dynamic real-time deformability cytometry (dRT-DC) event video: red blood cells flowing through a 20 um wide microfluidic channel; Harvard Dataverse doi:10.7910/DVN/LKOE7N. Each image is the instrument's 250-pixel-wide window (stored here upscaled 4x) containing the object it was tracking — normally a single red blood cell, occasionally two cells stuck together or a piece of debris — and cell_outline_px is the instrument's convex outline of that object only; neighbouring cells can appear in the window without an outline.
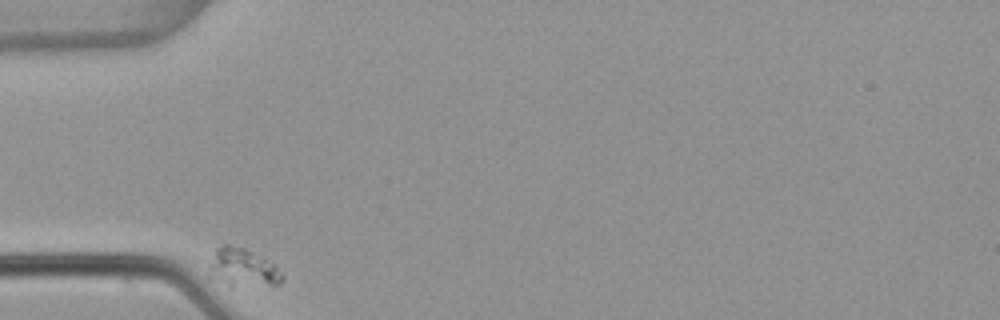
{"species": "common noctule bat (a hibernating species)", "species_latin": "Nyctalus noctula", "temperature_condition": "warm", "stored_images_in_passage": 34, "camera_frame_rate_fps": 3000, "um_per_image_px": 0.085, "animal": {"sex": "female", "body_mass_g": 22.7, "forearm_length_mm": 54.2}, "frame": {"image": 1, "passage_image": 1, "time_ms": 0.0, "image_size_px": [1000, 320], "cell_outline_px": [[284, 276], [280, 284], [232, 288], [208, 280], [208, 264], [216, 248], [224, 244], [228, 244], [244, 248], [276, 264]], "centroid_in_image_um": [20.56, 22.81], "position_along_channel_um": 64.4, "area_um2": 17.22}}
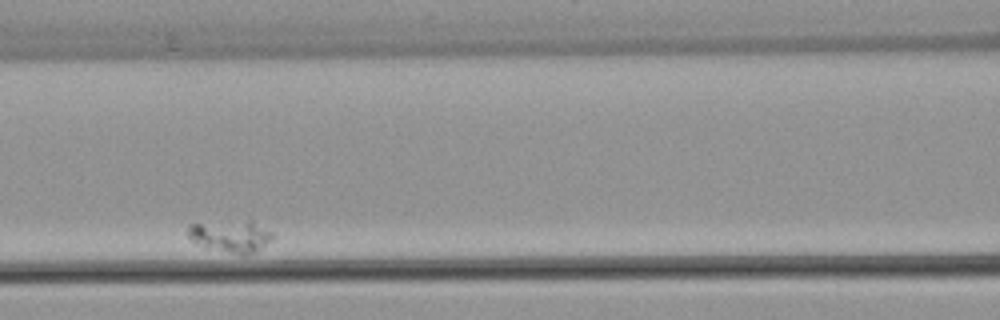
{"frame": {"image": 2, "passage_image": 11, "time_ms": 3.333, "image_size_px": [1000, 320], "cell_outline_px": [[272, 240], [252, 252], [244, 256], [240, 256], [208, 248], [192, 240], [188, 236], [188, 224], [248, 220], [252, 220], [272, 232]], "centroid_in_image_um": [19.61, 20.08], "position_along_channel_um": 147.0, "area_um2": 15.72}}
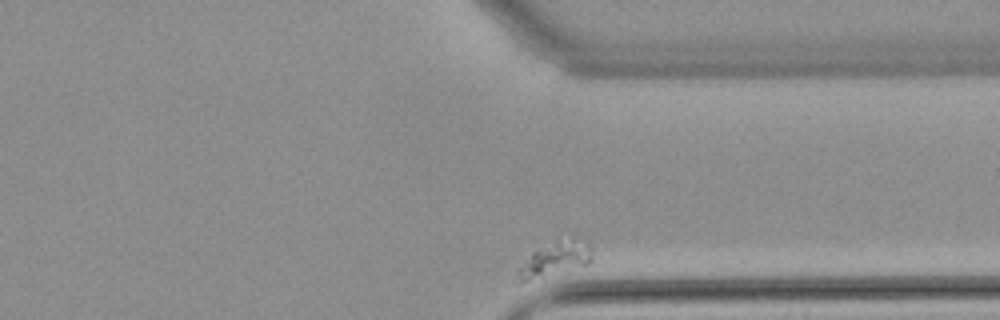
{"frame": {"image": 3, "passage_image": 34, "time_ms": 11.0, "image_size_px": [1000, 320], "cell_outline_px": [[592, 260], [588, 264], [520, 284], [516, 284], [516, 272], [532, 252], [556, 240], [572, 236], [576, 236], [588, 244], [592, 248]], "centroid_in_image_um": [47.17, 22.03], "position_along_channel_um": 364.2, "area_um2": 15.2}}